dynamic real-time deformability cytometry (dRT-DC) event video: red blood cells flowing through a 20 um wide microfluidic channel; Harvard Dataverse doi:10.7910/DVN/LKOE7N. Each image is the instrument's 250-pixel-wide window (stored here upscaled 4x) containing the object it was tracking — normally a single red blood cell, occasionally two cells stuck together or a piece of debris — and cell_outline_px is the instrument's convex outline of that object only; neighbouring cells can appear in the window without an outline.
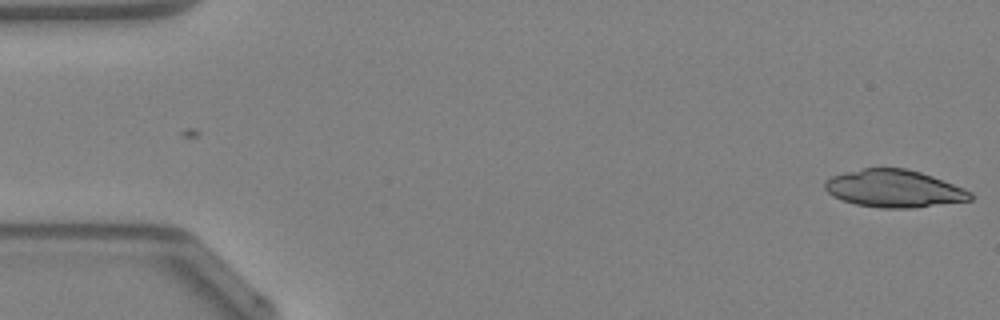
{"species": "Egyptian fruit bat (a non-hibernating species)", "species_latin": "Rousettus aegyptiacus", "temperature_condition": "warm", "stored_images_in_passage": 7, "camera_frame_rate_fps": 3000, "um_per_image_px": 0.085, "animal": {"sex": "female"}, "frame": {"image": 1, "passage_image": 7, "time_ms": 2.0, "image_size_px": [1000, 320], "cell_outline_px": [[972, 200], [912, 208], [880, 208], [856, 204], [832, 196], [824, 188], [824, 180], [832, 176], [844, 172], [864, 168], [904, 168], [920, 172], [932, 176], [964, 188], [972, 192]], "centroid_in_image_um": [75.98, 16.03], "position_along_channel_um": 9.0, "area_um2": 31.73}}